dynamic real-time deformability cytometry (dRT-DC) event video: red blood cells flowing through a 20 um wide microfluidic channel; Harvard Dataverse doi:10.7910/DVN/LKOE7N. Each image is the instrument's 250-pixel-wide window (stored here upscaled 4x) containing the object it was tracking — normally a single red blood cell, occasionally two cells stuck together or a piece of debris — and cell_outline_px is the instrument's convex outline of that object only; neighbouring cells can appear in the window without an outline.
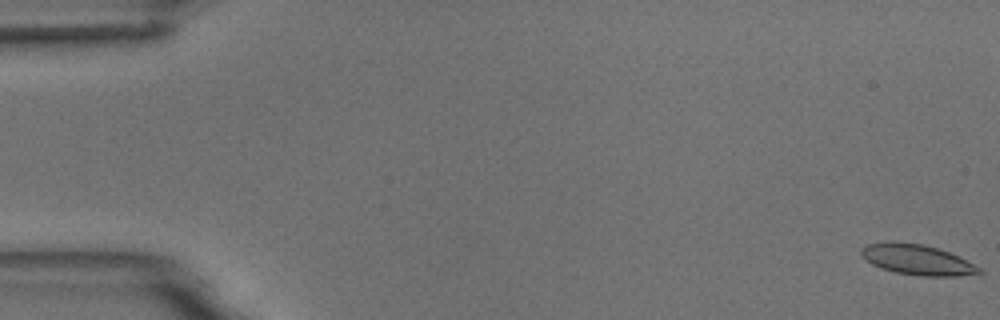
{"species": "common noctule bat (a hibernating species)", "species_latin": "Nyctalus noctula", "temperature_condition": "room temperature", "stored_images_in_passage": 55, "camera_frame_rate_fps": 3000, "um_per_image_px": 0.085, "animal": {"sex": "male", "body_mass_g": 18.8}, "frame": {"image": 1, "passage_image": 1, "time_ms": 0.0, "image_size_px": [1000, 320], "cell_outline_px": [[984, 272], [956, 276], [920, 276], [896, 272], [880, 268], [864, 260], [860, 256], [860, 248], [868, 244], [888, 240], [896, 240], [924, 244], [960, 256], [980, 268]], "centroid_in_image_um": [77.89, 22.05], "position_along_channel_um": 7.1, "area_um2": 21.21}}
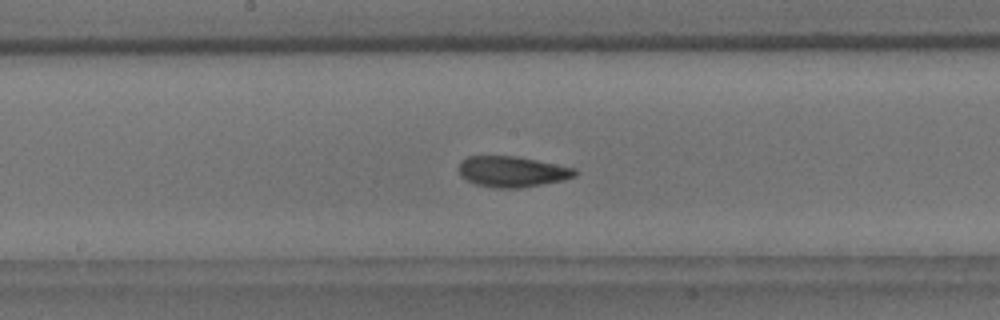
{"frame": {"image": 2, "passage_image": 29, "time_ms": 9.333, "image_size_px": [1000, 320], "cell_outline_px": [[576, 176], [564, 180], [520, 188], [496, 188], [476, 184], [460, 176], [460, 160], [468, 156], [516, 156], [576, 168]], "centroid_in_image_um": [43.54, 14.58], "position_along_channel_um": 204.7, "area_um2": 20.75}}
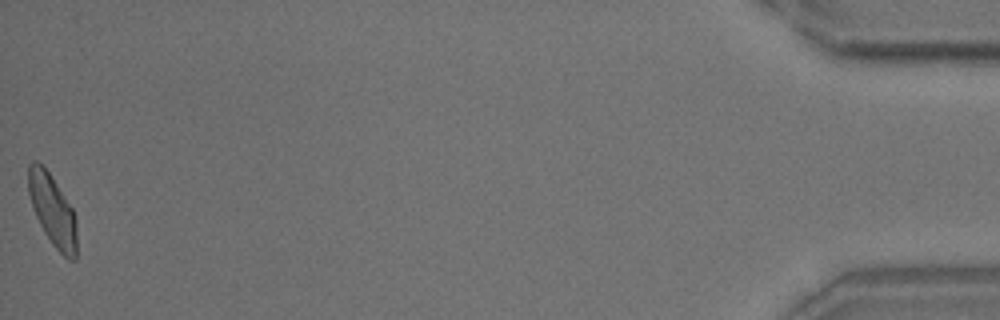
{"frame": {"image": 3, "passage_image": 55, "time_ms": 18.0, "image_size_px": [1000, 320], "cell_outline_px": [[76, 260], [68, 260], [52, 244], [44, 232], [32, 208], [28, 192], [28, 164], [32, 160], [36, 160], [48, 172], [72, 208], [76, 220]], "centroid_in_image_um": [4.45, 17.89], "position_along_channel_um": 430.8, "area_um2": 19.94}, "authors_computed_cell_mechanics": {"area_um2": 20.6346, "velocity_mm_per_s": 3.7204, "shape_relaxation_time_tau1_ms": 6.4176, "shape_relaxation_time_tau2_ms": 2.0641, "deformation_change_tau1": 0.153, "deformation_change_tau2": 0.0707}}